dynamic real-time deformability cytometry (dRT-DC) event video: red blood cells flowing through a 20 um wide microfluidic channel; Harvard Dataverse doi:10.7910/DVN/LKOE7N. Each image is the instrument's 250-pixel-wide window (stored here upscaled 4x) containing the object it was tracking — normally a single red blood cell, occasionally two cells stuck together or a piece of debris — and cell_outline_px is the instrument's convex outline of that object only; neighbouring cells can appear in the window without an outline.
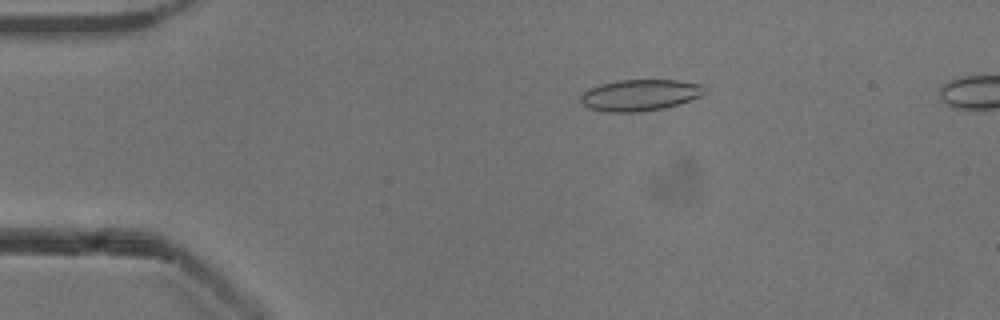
{"species": "common noctule bat (a hibernating species)", "species_latin": "Nyctalus noctula", "temperature_condition": "cold", "stored_images_in_passage": 52, "camera_frame_rate_fps": 3000, "um_per_image_px": 0.085, "animal": {"sex": "male", "body_mass_g": 13.3}, "frame": {"image": 1, "passage_image": 10, "time_ms": 3.0, "image_size_px": [1000, 320], "cell_outline_px": [[708, 92], [704, 96], [680, 104], [664, 108], [640, 112], [604, 112], [588, 108], [580, 100], [580, 96], [588, 88], [600, 84], [620, 80], [680, 80], [700, 84], [708, 88]], "centroid_in_image_um": [54.46, 8.09], "position_along_channel_um": 30.5, "area_um2": 23.12}}
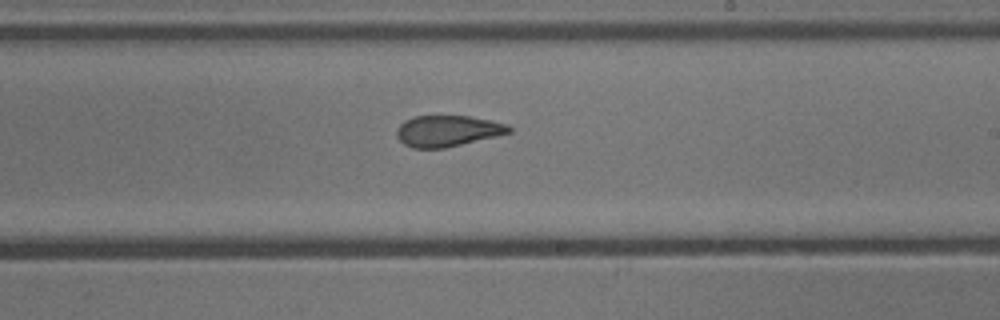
{"frame": {"image": 2, "passage_image": 31, "time_ms": 10.0, "image_size_px": [1000, 320], "cell_outline_px": [[512, 132], [496, 136], [444, 148], [412, 148], [404, 144], [396, 136], [396, 132], [400, 124], [404, 120], [416, 116], [468, 116], [492, 120], [508, 124], [512, 128]], "centroid_in_image_um": [38.05, 11.12], "position_along_channel_um": 250.9, "area_um2": 20.35}}
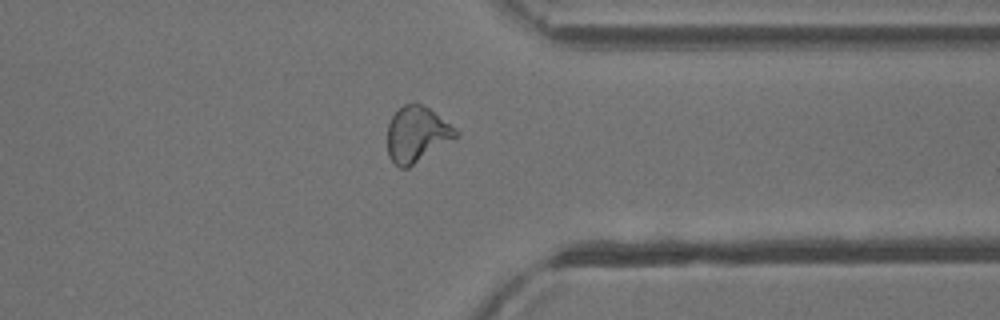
{"frame": {"image": 3, "passage_image": 41, "time_ms": 13.333, "image_size_px": [1000, 320], "cell_outline_px": [[460, 136], [408, 168], [400, 168], [388, 156], [388, 124], [392, 116], [404, 104], [420, 104], [428, 108], [456, 128], [460, 132]], "centroid_in_image_um": [35.46, 11.44], "position_along_channel_um": 375.9, "area_um2": 22.08}}